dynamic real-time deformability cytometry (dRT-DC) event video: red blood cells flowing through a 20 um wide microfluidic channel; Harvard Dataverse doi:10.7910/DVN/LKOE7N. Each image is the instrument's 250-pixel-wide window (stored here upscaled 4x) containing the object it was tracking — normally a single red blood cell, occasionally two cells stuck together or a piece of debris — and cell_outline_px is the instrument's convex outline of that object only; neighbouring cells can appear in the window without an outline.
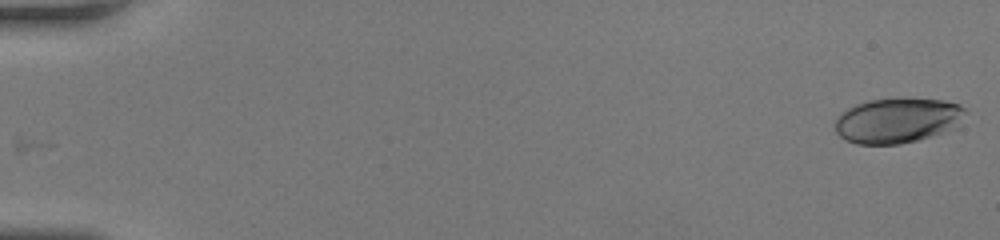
{"species": "human", "species_latin": "Homo sapiens", "temperature_condition": "room temperature", "stored_images_in_passage": 51, "camera_frame_rate_fps": 3000, "um_per_image_px": 0.085, "donor": {"sex": "female"}, "frame": {"image": 1, "passage_image": 1, "time_ms": 0.0, "image_size_px": [1000, 240], "cell_outline_px": [[968, 112], [956, 128], [916, 140], [900, 144], [856, 144], [844, 140], [836, 132], [836, 120], [840, 112], [856, 104], [868, 100], [944, 100], [960, 104]], "centroid_in_image_um": [76.29, 10.26], "position_along_channel_um": 8.7, "area_um2": 33.87}}
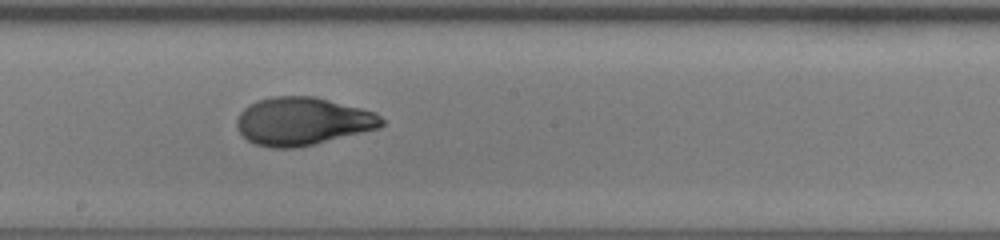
{"frame": {"image": 2, "passage_image": 30, "time_ms": 9.667, "image_size_px": [1000, 240], "cell_outline_px": [[384, 124], [380, 128], [296, 148], [272, 148], [256, 144], [248, 140], [240, 132], [236, 124], [236, 120], [240, 112], [244, 108], [260, 100], [276, 96], [312, 96], [376, 112], [384, 120]], "centroid_in_image_um": [25.73, 10.31], "position_along_channel_um": 222.5, "area_um2": 40.06}}
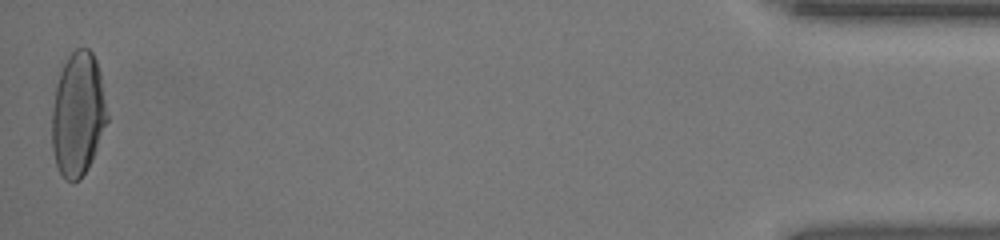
{"frame": {"image": 3, "passage_image": 51, "time_ms": 16.667, "image_size_px": [1000, 240], "cell_outline_px": [[108, 120], [92, 160], [88, 168], [80, 180], [72, 184], [64, 180], [56, 164], [52, 148], [52, 108], [56, 84], [60, 72], [68, 56], [76, 48], [88, 48], [92, 52], [96, 60], [100, 72], [108, 116]], "centroid_in_image_um": [6.62, 9.74], "position_along_channel_um": 428.6, "area_um2": 40.17}, "authors_computed_cell_mechanics": {"area_um2": 39.304, "velocity_mm_per_s": 4.174, "shape_relaxation_time_tau1_ms": 5.9784, "shape_relaxation_time_tau2_ms": 0.6212, "deformation_change_tau1": 0.2454, "deformation_change_tau2": 0.051}}